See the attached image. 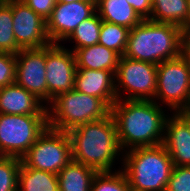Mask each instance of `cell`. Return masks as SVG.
Wrapping results in <instances>:
<instances>
[{
	"label": "cell",
	"instance_id": "obj_1",
	"mask_svg": "<svg viewBox=\"0 0 190 191\" xmlns=\"http://www.w3.org/2000/svg\"><path fill=\"white\" fill-rule=\"evenodd\" d=\"M159 102L117 100L110 108L122 150L161 145L168 116Z\"/></svg>",
	"mask_w": 190,
	"mask_h": 191
},
{
	"label": "cell",
	"instance_id": "obj_2",
	"mask_svg": "<svg viewBox=\"0 0 190 191\" xmlns=\"http://www.w3.org/2000/svg\"><path fill=\"white\" fill-rule=\"evenodd\" d=\"M71 140L72 160L95 169L112 172L116 157L123 153L111 114L81 124L68 131Z\"/></svg>",
	"mask_w": 190,
	"mask_h": 191
},
{
	"label": "cell",
	"instance_id": "obj_3",
	"mask_svg": "<svg viewBox=\"0 0 190 191\" xmlns=\"http://www.w3.org/2000/svg\"><path fill=\"white\" fill-rule=\"evenodd\" d=\"M184 30L175 24L142 20L130 29L123 56L155 65L181 55Z\"/></svg>",
	"mask_w": 190,
	"mask_h": 191
},
{
	"label": "cell",
	"instance_id": "obj_4",
	"mask_svg": "<svg viewBox=\"0 0 190 191\" xmlns=\"http://www.w3.org/2000/svg\"><path fill=\"white\" fill-rule=\"evenodd\" d=\"M124 152L121 170L131 188L145 191L166 190L174 164L162 144L133 148Z\"/></svg>",
	"mask_w": 190,
	"mask_h": 191
},
{
	"label": "cell",
	"instance_id": "obj_5",
	"mask_svg": "<svg viewBox=\"0 0 190 191\" xmlns=\"http://www.w3.org/2000/svg\"><path fill=\"white\" fill-rule=\"evenodd\" d=\"M49 105L48 127L56 131L68 132L110 114V108L101 99L75 89L56 96Z\"/></svg>",
	"mask_w": 190,
	"mask_h": 191
},
{
	"label": "cell",
	"instance_id": "obj_6",
	"mask_svg": "<svg viewBox=\"0 0 190 191\" xmlns=\"http://www.w3.org/2000/svg\"><path fill=\"white\" fill-rule=\"evenodd\" d=\"M47 128V115L0 114V156L21 158Z\"/></svg>",
	"mask_w": 190,
	"mask_h": 191
},
{
	"label": "cell",
	"instance_id": "obj_7",
	"mask_svg": "<svg viewBox=\"0 0 190 191\" xmlns=\"http://www.w3.org/2000/svg\"><path fill=\"white\" fill-rule=\"evenodd\" d=\"M72 160L68 132L47 128L21 157V163L37 170L58 174Z\"/></svg>",
	"mask_w": 190,
	"mask_h": 191
},
{
	"label": "cell",
	"instance_id": "obj_8",
	"mask_svg": "<svg viewBox=\"0 0 190 191\" xmlns=\"http://www.w3.org/2000/svg\"><path fill=\"white\" fill-rule=\"evenodd\" d=\"M114 76L117 100L154 101L157 65L121 56ZM121 90L128 92L127 97L121 96Z\"/></svg>",
	"mask_w": 190,
	"mask_h": 191
},
{
	"label": "cell",
	"instance_id": "obj_9",
	"mask_svg": "<svg viewBox=\"0 0 190 191\" xmlns=\"http://www.w3.org/2000/svg\"><path fill=\"white\" fill-rule=\"evenodd\" d=\"M157 99L173 111L190 105V68L182 55L157 65Z\"/></svg>",
	"mask_w": 190,
	"mask_h": 191
},
{
	"label": "cell",
	"instance_id": "obj_10",
	"mask_svg": "<svg viewBox=\"0 0 190 191\" xmlns=\"http://www.w3.org/2000/svg\"><path fill=\"white\" fill-rule=\"evenodd\" d=\"M59 44L46 46L47 102L74 89L77 70L74 52Z\"/></svg>",
	"mask_w": 190,
	"mask_h": 191
},
{
	"label": "cell",
	"instance_id": "obj_11",
	"mask_svg": "<svg viewBox=\"0 0 190 191\" xmlns=\"http://www.w3.org/2000/svg\"><path fill=\"white\" fill-rule=\"evenodd\" d=\"M15 83L42 103L47 101L46 46L21 49L16 54Z\"/></svg>",
	"mask_w": 190,
	"mask_h": 191
},
{
	"label": "cell",
	"instance_id": "obj_12",
	"mask_svg": "<svg viewBox=\"0 0 190 191\" xmlns=\"http://www.w3.org/2000/svg\"><path fill=\"white\" fill-rule=\"evenodd\" d=\"M96 12V0H77L72 3L56 2L46 20L47 35L53 44L66 40L75 28Z\"/></svg>",
	"mask_w": 190,
	"mask_h": 191
},
{
	"label": "cell",
	"instance_id": "obj_13",
	"mask_svg": "<svg viewBox=\"0 0 190 191\" xmlns=\"http://www.w3.org/2000/svg\"><path fill=\"white\" fill-rule=\"evenodd\" d=\"M13 33L21 49L42 48L51 44L46 21L22 0H12Z\"/></svg>",
	"mask_w": 190,
	"mask_h": 191
},
{
	"label": "cell",
	"instance_id": "obj_14",
	"mask_svg": "<svg viewBox=\"0 0 190 191\" xmlns=\"http://www.w3.org/2000/svg\"><path fill=\"white\" fill-rule=\"evenodd\" d=\"M74 89L101 99L109 108L117 101L112 71L77 69Z\"/></svg>",
	"mask_w": 190,
	"mask_h": 191
},
{
	"label": "cell",
	"instance_id": "obj_15",
	"mask_svg": "<svg viewBox=\"0 0 190 191\" xmlns=\"http://www.w3.org/2000/svg\"><path fill=\"white\" fill-rule=\"evenodd\" d=\"M18 84L0 88V114L47 115V107Z\"/></svg>",
	"mask_w": 190,
	"mask_h": 191
},
{
	"label": "cell",
	"instance_id": "obj_16",
	"mask_svg": "<svg viewBox=\"0 0 190 191\" xmlns=\"http://www.w3.org/2000/svg\"><path fill=\"white\" fill-rule=\"evenodd\" d=\"M162 145L175 166H190V132L187 126L175 115L165 123Z\"/></svg>",
	"mask_w": 190,
	"mask_h": 191
},
{
	"label": "cell",
	"instance_id": "obj_17",
	"mask_svg": "<svg viewBox=\"0 0 190 191\" xmlns=\"http://www.w3.org/2000/svg\"><path fill=\"white\" fill-rule=\"evenodd\" d=\"M77 69L117 70L120 55L103 45L82 47L74 51Z\"/></svg>",
	"mask_w": 190,
	"mask_h": 191
},
{
	"label": "cell",
	"instance_id": "obj_18",
	"mask_svg": "<svg viewBox=\"0 0 190 191\" xmlns=\"http://www.w3.org/2000/svg\"><path fill=\"white\" fill-rule=\"evenodd\" d=\"M151 21L170 23L190 29L188 0H152Z\"/></svg>",
	"mask_w": 190,
	"mask_h": 191
},
{
	"label": "cell",
	"instance_id": "obj_19",
	"mask_svg": "<svg viewBox=\"0 0 190 191\" xmlns=\"http://www.w3.org/2000/svg\"><path fill=\"white\" fill-rule=\"evenodd\" d=\"M96 11L102 21L129 29L143 20L126 0H96Z\"/></svg>",
	"mask_w": 190,
	"mask_h": 191
},
{
	"label": "cell",
	"instance_id": "obj_20",
	"mask_svg": "<svg viewBox=\"0 0 190 191\" xmlns=\"http://www.w3.org/2000/svg\"><path fill=\"white\" fill-rule=\"evenodd\" d=\"M97 171L71 160L57 175L59 191H90Z\"/></svg>",
	"mask_w": 190,
	"mask_h": 191
},
{
	"label": "cell",
	"instance_id": "obj_21",
	"mask_svg": "<svg viewBox=\"0 0 190 191\" xmlns=\"http://www.w3.org/2000/svg\"><path fill=\"white\" fill-rule=\"evenodd\" d=\"M18 191H59L58 175L26 167L21 163L18 173Z\"/></svg>",
	"mask_w": 190,
	"mask_h": 191
},
{
	"label": "cell",
	"instance_id": "obj_22",
	"mask_svg": "<svg viewBox=\"0 0 190 191\" xmlns=\"http://www.w3.org/2000/svg\"><path fill=\"white\" fill-rule=\"evenodd\" d=\"M102 19L95 12L91 17L82 21L66 40H74L76 46L71 50L98 44Z\"/></svg>",
	"mask_w": 190,
	"mask_h": 191
},
{
	"label": "cell",
	"instance_id": "obj_23",
	"mask_svg": "<svg viewBox=\"0 0 190 191\" xmlns=\"http://www.w3.org/2000/svg\"><path fill=\"white\" fill-rule=\"evenodd\" d=\"M20 50L13 33L12 0L0 1V52L17 54Z\"/></svg>",
	"mask_w": 190,
	"mask_h": 191
},
{
	"label": "cell",
	"instance_id": "obj_24",
	"mask_svg": "<svg viewBox=\"0 0 190 191\" xmlns=\"http://www.w3.org/2000/svg\"><path fill=\"white\" fill-rule=\"evenodd\" d=\"M129 32V28L107 21H102L98 44L112 49L120 56H123L126 49Z\"/></svg>",
	"mask_w": 190,
	"mask_h": 191
},
{
	"label": "cell",
	"instance_id": "obj_25",
	"mask_svg": "<svg viewBox=\"0 0 190 191\" xmlns=\"http://www.w3.org/2000/svg\"><path fill=\"white\" fill-rule=\"evenodd\" d=\"M90 191H130V186L122 170L115 173L97 172L92 180Z\"/></svg>",
	"mask_w": 190,
	"mask_h": 191
},
{
	"label": "cell",
	"instance_id": "obj_26",
	"mask_svg": "<svg viewBox=\"0 0 190 191\" xmlns=\"http://www.w3.org/2000/svg\"><path fill=\"white\" fill-rule=\"evenodd\" d=\"M21 158L0 156V191H18Z\"/></svg>",
	"mask_w": 190,
	"mask_h": 191
},
{
	"label": "cell",
	"instance_id": "obj_27",
	"mask_svg": "<svg viewBox=\"0 0 190 191\" xmlns=\"http://www.w3.org/2000/svg\"><path fill=\"white\" fill-rule=\"evenodd\" d=\"M165 191H190V166L174 165Z\"/></svg>",
	"mask_w": 190,
	"mask_h": 191
},
{
	"label": "cell",
	"instance_id": "obj_28",
	"mask_svg": "<svg viewBox=\"0 0 190 191\" xmlns=\"http://www.w3.org/2000/svg\"><path fill=\"white\" fill-rule=\"evenodd\" d=\"M16 54L0 52V88L15 83Z\"/></svg>",
	"mask_w": 190,
	"mask_h": 191
},
{
	"label": "cell",
	"instance_id": "obj_29",
	"mask_svg": "<svg viewBox=\"0 0 190 191\" xmlns=\"http://www.w3.org/2000/svg\"><path fill=\"white\" fill-rule=\"evenodd\" d=\"M45 21L51 16L57 0H22Z\"/></svg>",
	"mask_w": 190,
	"mask_h": 191
},
{
	"label": "cell",
	"instance_id": "obj_30",
	"mask_svg": "<svg viewBox=\"0 0 190 191\" xmlns=\"http://www.w3.org/2000/svg\"><path fill=\"white\" fill-rule=\"evenodd\" d=\"M137 14L144 20L150 19L152 12V0H126Z\"/></svg>",
	"mask_w": 190,
	"mask_h": 191
},
{
	"label": "cell",
	"instance_id": "obj_31",
	"mask_svg": "<svg viewBox=\"0 0 190 191\" xmlns=\"http://www.w3.org/2000/svg\"><path fill=\"white\" fill-rule=\"evenodd\" d=\"M181 55L186 59L190 68V29L184 30L182 38Z\"/></svg>",
	"mask_w": 190,
	"mask_h": 191
},
{
	"label": "cell",
	"instance_id": "obj_32",
	"mask_svg": "<svg viewBox=\"0 0 190 191\" xmlns=\"http://www.w3.org/2000/svg\"><path fill=\"white\" fill-rule=\"evenodd\" d=\"M174 114L187 126L190 132V105L177 110Z\"/></svg>",
	"mask_w": 190,
	"mask_h": 191
},
{
	"label": "cell",
	"instance_id": "obj_33",
	"mask_svg": "<svg viewBox=\"0 0 190 191\" xmlns=\"http://www.w3.org/2000/svg\"><path fill=\"white\" fill-rule=\"evenodd\" d=\"M77 0H57L58 3H72Z\"/></svg>",
	"mask_w": 190,
	"mask_h": 191
},
{
	"label": "cell",
	"instance_id": "obj_34",
	"mask_svg": "<svg viewBox=\"0 0 190 191\" xmlns=\"http://www.w3.org/2000/svg\"><path fill=\"white\" fill-rule=\"evenodd\" d=\"M130 191H145V190H137V189H134V188L130 187Z\"/></svg>",
	"mask_w": 190,
	"mask_h": 191
},
{
	"label": "cell",
	"instance_id": "obj_35",
	"mask_svg": "<svg viewBox=\"0 0 190 191\" xmlns=\"http://www.w3.org/2000/svg\"><path fill=\"white\" fill-rule=\"evenodd\" d=\"M188 4H189V15H190V0H188Z\"/></svg>",
	"mask_w": 190,
	"mask_h": 191
}]
</instances>
